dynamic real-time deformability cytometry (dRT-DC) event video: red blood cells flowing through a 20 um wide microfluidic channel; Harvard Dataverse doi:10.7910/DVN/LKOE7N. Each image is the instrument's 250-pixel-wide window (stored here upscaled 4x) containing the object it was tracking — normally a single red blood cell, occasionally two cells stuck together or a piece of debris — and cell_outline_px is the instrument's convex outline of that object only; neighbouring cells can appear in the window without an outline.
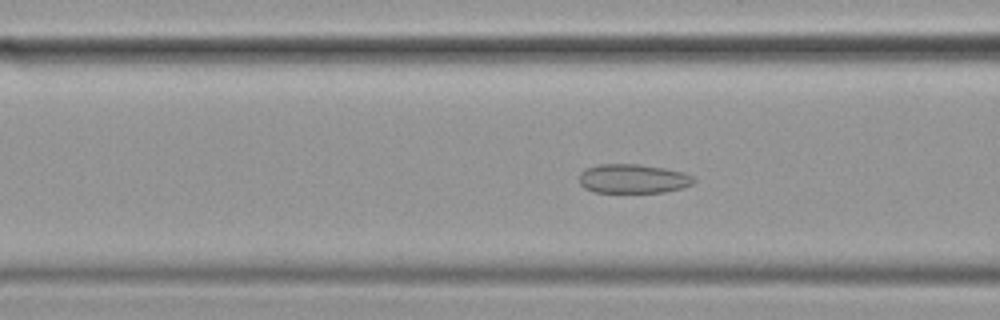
{"species": "common noctule bat (a hibernating species)", "species_latin": "Nyctalus noctula", "temperature_condition": "cold", "stored_images_in_passage": 59, "segment_of_instrument_passage": [1, 2], "camera_frame_rate_fps": 3000, "um_per_image_px": 0.085, "animal": {"sex": "female", "body_mass_g": 19.9}, "frame": {"image": 1, "passage_image": 22, "time_ms": 7.0, "image_size_px": [1000, 320], "cell_outline_px": [[696, 180], [692, 184], [684, 188], [664, 192], [592, 192], [584, 188], [580, 184], [580, 172], [584, 168], [596, 164], [640, 164], [664, 168], [684, 172], [692, 176]], "centroid_in_image_um": [53.79, 15.18], "position_along_channel_um": 112.8, "area_um2": 19.71}}
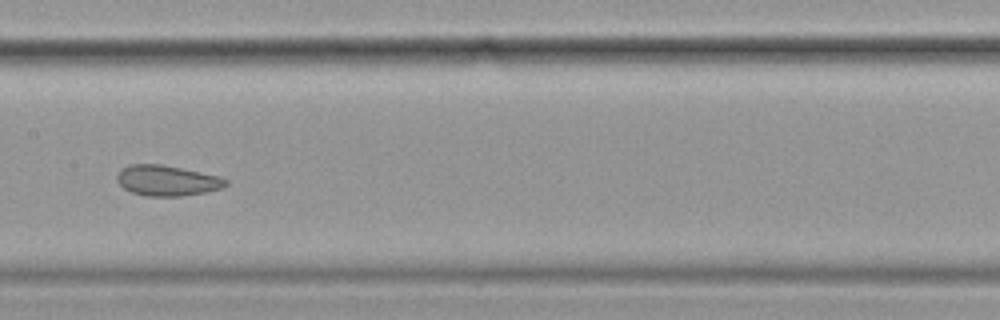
{"frame": {"image": 2, "passage_image": 29, "time_ms": 9.333, "image_size_px": [1000, 320], "cell_outline_px": [[228, 184], [220, 188], [204, 192], [180, 196], [144, 196], [132, 192], [124, 188], [116, 180], [116, 176], [128, 164], [160, 164], [220, 176], [228, 180]], "centroid_in_image_um": [14.19, 15.35], "position_along_channel_um": 193.2, "area_um2": 19.13}}
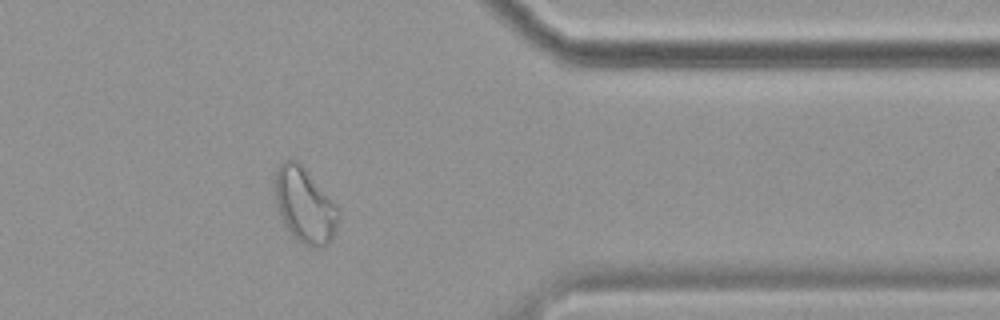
{"frame": {"image": 3, "passage_image": 47, "time_ms": 15.333, "image_size_px": [1000, 320], "cell_outline_px": [[340, 216], [332, 240], [324, 248], [316, 248], [304, 244], [296, 240], [292, 236], [280, 220], [276, 200], [276, 172], [280, 164], [284, 160], [296, 160], [308, 172], [336, 204], [340, 212]], "centroid_in_image_um": [25.92, 17.51], "position_along_channel_um": 385.5, "area_um2": 27.8}}